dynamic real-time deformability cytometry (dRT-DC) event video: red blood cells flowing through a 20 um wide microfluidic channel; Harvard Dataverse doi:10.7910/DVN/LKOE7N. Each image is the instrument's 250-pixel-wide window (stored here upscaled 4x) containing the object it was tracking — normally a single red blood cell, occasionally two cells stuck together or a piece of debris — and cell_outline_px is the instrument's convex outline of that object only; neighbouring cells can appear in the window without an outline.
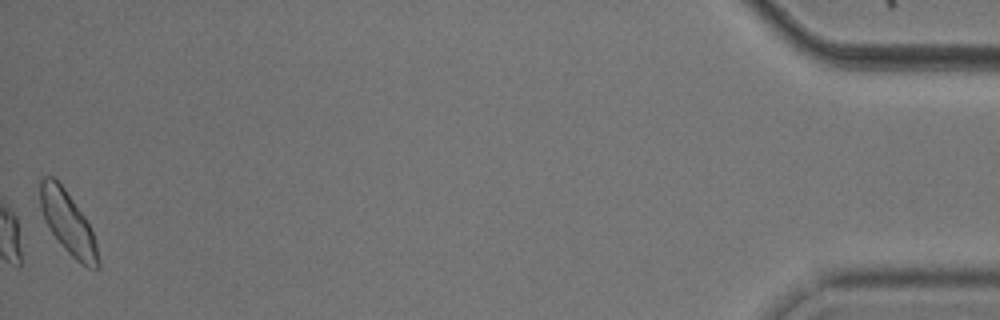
{"species": "common noctule bat (a hibernating species)", "species_latin": "Nyctalus noctula", "temperature_condition": "cold", "stored_images_in_passage": 47, "camera_frame_rate_fps": 3000, "um_per_image_px": 0.085, "animal": {"sex": "male", "body_mass_g": 20.5, "forearm_length_mm": 52.5}, "frame": {"image": 1, "passage_image": 47, "time_ms": 15.333, "image_size_px": [1000, 320], "cell_outline_px": [[100, 268], [88, 268], [80, 264], [64, 248], [52, 232], [44, 220], [40, 208], [40, 180], [44, 176], [52, 176], [64, 188], [84, 216], [92, 232], [96, 244], [100, 264]], "centroid_in_image_um": [5.76, 18.95], "position_along_channel_um": 429.4, "area_um2": 20.81}, "authors_computed_cell_mechanics": {"area_um2": 21.0392, "velocity_mm_per_s": 3.6983, "shape_relaxation_time_tau1_ms": 2.8543, "shape_relaxation_time_tau2_ms": 2.1018, "deformation_change_tau1": 0.0701, "deformation_change_tau2": 0.0645}}